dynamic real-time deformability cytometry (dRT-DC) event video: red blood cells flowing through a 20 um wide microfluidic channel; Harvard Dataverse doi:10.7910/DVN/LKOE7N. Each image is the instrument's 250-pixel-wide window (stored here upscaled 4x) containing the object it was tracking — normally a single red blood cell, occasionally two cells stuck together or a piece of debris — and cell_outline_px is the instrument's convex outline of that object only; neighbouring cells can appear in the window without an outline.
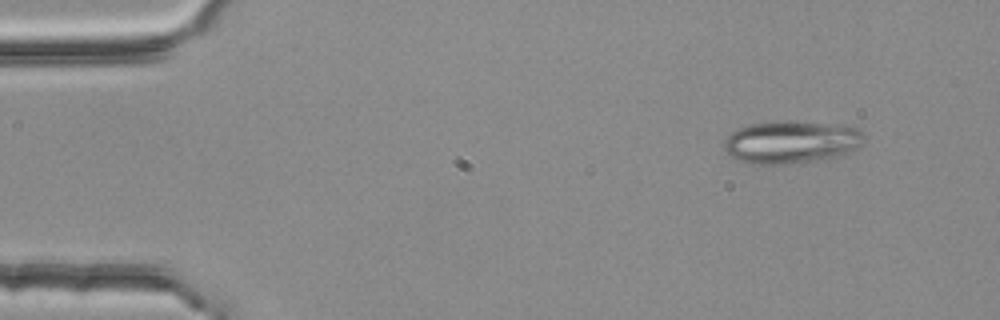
{"species": "common noctule bat (a hibernating species)", "species_latin": "Nyctalus noctula", "temperature_condition": "room temperature", "stored_images_in_passage": 5, "camera_frame_rate_fps": 3000, "um_per_image_px": 0.085, "animal": {"sex": "female", "body_mass_g": 25.1}, "frame": {"image": 1, "passage_image": 2, "time_ms": 0.333, "image_size_px": [1000, 320], "cell_outline_px": [[864, 140], [856, 148], [848, 152], [824, 160], [784, 164], [748, 164], [732, 156], [724, 148], [724, 140], [732, 132], [740, 128], [752, 124], [788, 120], [824, 124], [856, 128], [864, 132]], "centroid_in_image_um": [67.24, 12.09], "position_along_channel_um": 17.8, "area_um2": 34.39}}